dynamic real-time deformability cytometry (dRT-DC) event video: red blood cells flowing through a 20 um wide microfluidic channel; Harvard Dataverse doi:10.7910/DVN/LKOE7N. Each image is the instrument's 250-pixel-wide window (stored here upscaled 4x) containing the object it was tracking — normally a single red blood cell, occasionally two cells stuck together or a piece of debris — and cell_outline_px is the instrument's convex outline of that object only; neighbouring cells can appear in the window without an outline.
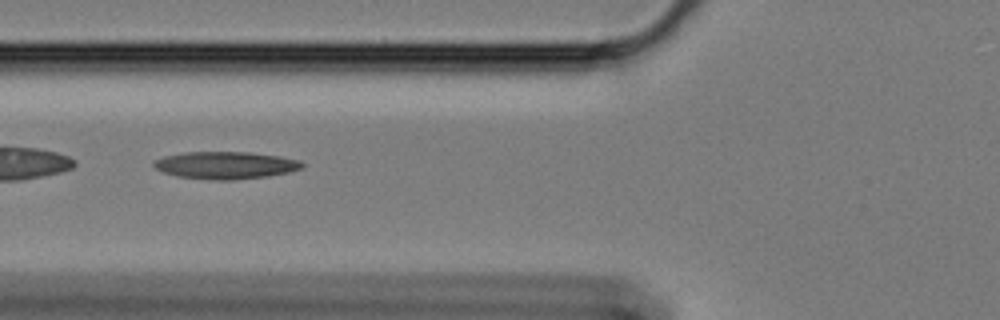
{"species": "Egyptian fruit bat (a non-hibernating species)", "species_latin": "Rousettus aegyptiacus", "temperature_condition": "cold", "stored_images_in_passage": 43, "camera_frame_rate_fps": 3000, "um_per_image_px": 0.085, "animal": {"sex": "female"}, "frame": {"image": 1, "passage_image": 7, "time_ms": 2.0, "image_size_px": [1000, 320], "cell_outline_px": [[304, 168], [288, 172], [268, 176], [232, 180], [212, 180], [176, 176], [164, 172], [156, 168], [152, 164], [152, 160], [164, 156], [184, 152], [248, 152], [280, 156], [300, 160], [304, 164]], "centroid_in_image_um": [19.17, 14.04], "position_along_channel_um": 106.6, "area_um2": 23.76}}
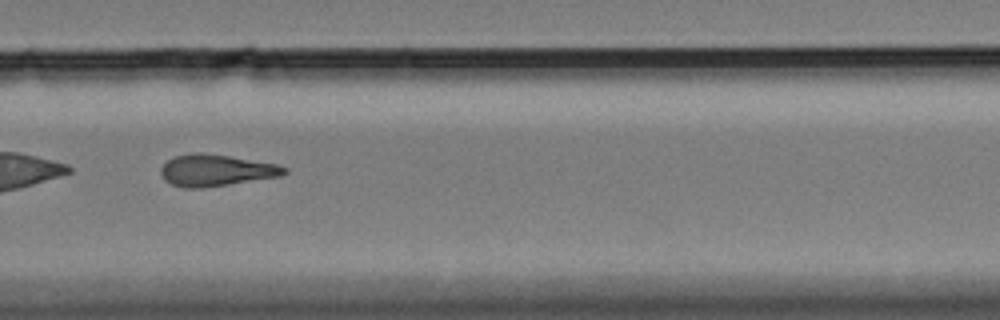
{"frame": {"image": 2, "passage_image": 25, "time_ms": 8.0, "image_size_px": [1000, 320], "cell_outline_px": [[288, 172], [280, 176], [228, 184], [200, 188], [184, 188], [172, 184], [164, 180], [160, 172], [160, 168], [168, 160], [176, 156], [196, 152], [200, 152], [228, 156], [276, 164], [288, 168]], "centroid_in_image_um": [18.34, 14.48], "position_along_channel_um": 311.5, "area_um2": 22.48}}